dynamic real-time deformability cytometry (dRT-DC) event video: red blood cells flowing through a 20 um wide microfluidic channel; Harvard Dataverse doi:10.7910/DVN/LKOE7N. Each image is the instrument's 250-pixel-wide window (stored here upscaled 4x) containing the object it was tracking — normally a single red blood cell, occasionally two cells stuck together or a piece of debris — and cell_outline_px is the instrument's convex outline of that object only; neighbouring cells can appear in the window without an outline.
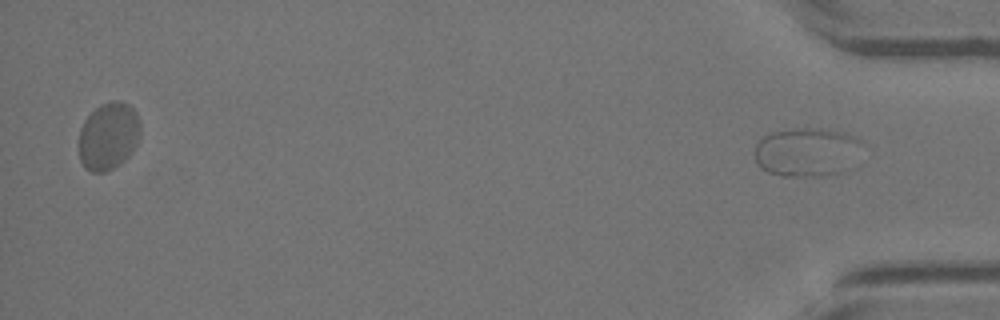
{"species": "Egyptian fruit bat (a non-hibernating species)", "species_latin": "Rousettus aegyptiacus", "temperature_condition": "warm", "stored_images_in_passage": 33, "segment_of_instrument_passage": [2, 2], "camera_frame_rate_fps": 3000, "um_per_image_px": 0.085, "animal": {"sex": "female"}, "frame": {"image": 1, "passage_image": 33, "time_ms": 10.667, "image_size_px": [1000, 320], "cell_outline_px": [[864, 144], [852, 168], [844, 172], [824, 176], [780, 176], [768, 172], [760, 168], [756, 164], [756, 144], [764, 136], [772, 132], [800, 128], [820, 128], [844, 132], [860, 140]], "centroid_in_image_um": [68.64, 12.94], "position_along_channel_um": 366.6, "area_um2": 31.15}}